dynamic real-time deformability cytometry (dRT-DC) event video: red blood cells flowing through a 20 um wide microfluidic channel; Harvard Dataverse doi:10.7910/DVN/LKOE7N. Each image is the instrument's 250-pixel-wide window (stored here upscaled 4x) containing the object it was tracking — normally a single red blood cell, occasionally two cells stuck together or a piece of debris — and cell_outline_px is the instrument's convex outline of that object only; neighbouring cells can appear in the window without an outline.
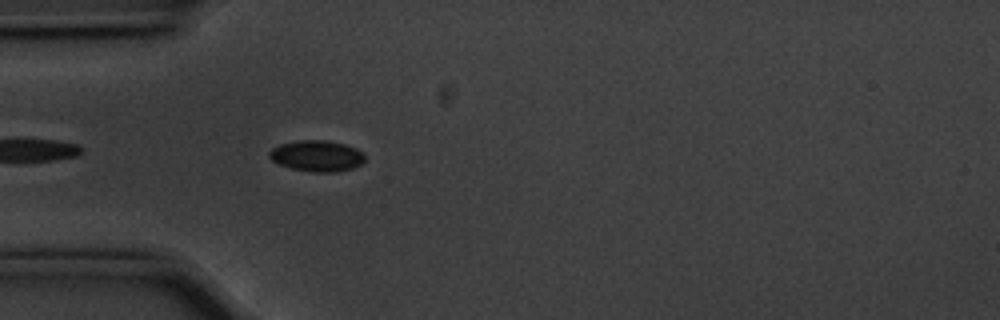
{"species": "common noctule bat (a hibernating species)", "species_latin": "Nyctalus noctula", "temperature_condition": "cold", "stored_images_in_passage": 9, "camera_frame_rate_fps": 3000, "um_per_image_px": 0.085, "animal": {"sex": "male", "body_mass_g": 20.1, "forearm_length_mm": 53.5}, "frame": {"image": 1, "passage_image": 4, "time_ms": 1.0, "image_size_px": [1000, 320], "cell_outline_px": [[364, 160], [360, 164], [352, 168], [336, 172], [316, 172], [292, 168], [280, 164], [272, 160], [268, 156], [268, 152], [272, 148], [280, 144], [300, 140], [324, 140], [344, 144], [356, 148], [364, 152]], "centroid_in_image_um": [26.93, 13.24], "position_along_channel_um": 58.1, "area_um2": 17.17}}